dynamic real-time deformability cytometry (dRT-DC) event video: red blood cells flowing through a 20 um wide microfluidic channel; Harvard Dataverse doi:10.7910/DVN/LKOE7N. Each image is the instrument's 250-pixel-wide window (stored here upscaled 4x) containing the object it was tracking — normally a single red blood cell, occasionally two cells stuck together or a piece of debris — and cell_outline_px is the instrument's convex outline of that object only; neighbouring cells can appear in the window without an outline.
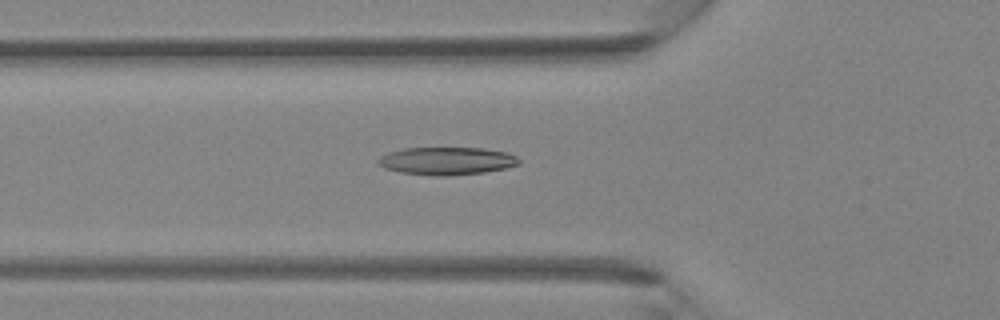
{"species": "Egyptian fruit bat (a non-hibernating species)", "species_latin": "Rousettus aegyptiacus", "temperature_condition": "room temperature", "stored_images_in_passage": 36, "camera_frame_rate_fps": 3000, "um_per_image_px": 0.085, "animal": {"sex": "female"}, "frame": {"image": 1, "passage_image": 14, "time_ms": 4.333, "image_size_px": [1000, 320], "cell_outline_px": [[520, 164], [504, 168], [484, 172], [448, 176], [432, 176], [400, 172], [384, 168], [376, 160], [380, 156], [404, 148], [484, 148], [508, 152], [516, 156], [520, 160]], "centroid_in_image_um": [38.0, 13.68], "position_along_channel_um": 87.8, "area_um2": 22.77}}
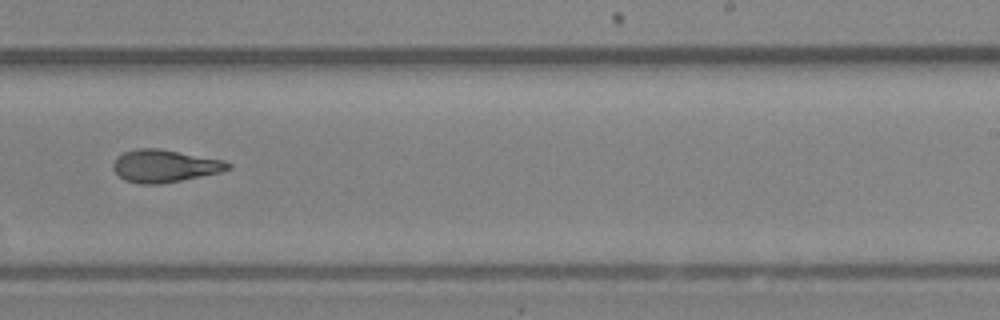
{"frame": {"image": 2, "passage_image": 25, "time_ms": 8.0, "image_size_px": [1000, 320], "cell_outline_px": [[232, 168], [220, 172], [160, 184], [140, 184], [124, 180], [112, 168], [112, 164], [116, 156], [124, 152], [136, 148], [160, 148], [224, 160], [232, 164]], "centroid_in_image_um": [13.98, 14.09], "position_along_channel_um": 275.0, "area_um2": 21.85}}
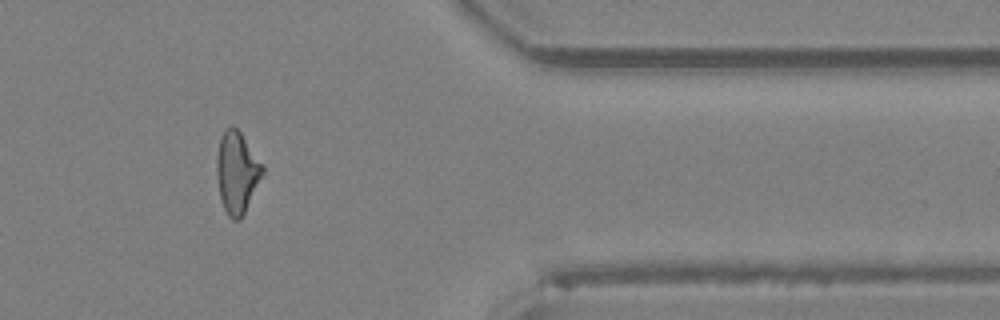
{"frame": {"image": 3, "passage_image": 33, "time_ms": 10.667, "image_size_px": [1000, 320], "cell_outline_px": [[264, 172], [240, 220], [232, 220], [228, 216], [220, 200], [216, 172], [216, 160], [220, 136], [232, 124], [240, 132], [264, 164]], "centroid_in_image_um": [20.13, 14.64], "position_along_channel_um": 391.3, "area_um2": 21.79}}